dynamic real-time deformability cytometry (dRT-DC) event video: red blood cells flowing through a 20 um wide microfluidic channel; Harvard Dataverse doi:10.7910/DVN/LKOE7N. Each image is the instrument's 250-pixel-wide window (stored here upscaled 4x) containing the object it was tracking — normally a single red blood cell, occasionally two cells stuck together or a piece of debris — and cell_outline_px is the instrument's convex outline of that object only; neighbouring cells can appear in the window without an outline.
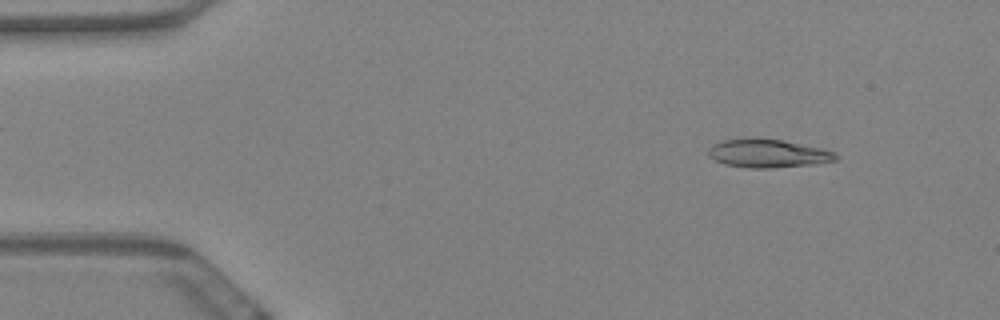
{"species": "Egyptian fruit bat (a non-hibernating species)", "species_latin": "Rousettus aegyptiacus", "temperature_condition": "warm", "stored_images_in_passage": 58, "camera_frame_rate_fps": 3000, "um_per_image_px": 0.085, "animal": {"sex": "female"}, "frame": {"image": 1, "passage_image": 6, "time_ms": 1.667, "image_size_px": [1000, 320], "cell_outline_px": [[840, 156], [836, 160], [812, 164], [772, 168], [748, 168], [724, 164], [708, 156], [708, 148], [712, 144], [724, 140], [752, 136], [756, 136], [784, 140], [824, 148], [836, 152]], "centroid_in_image_um": [65.28, 13.01], "position_along_channel_um": 19.7, "area_um2": 21.68}}
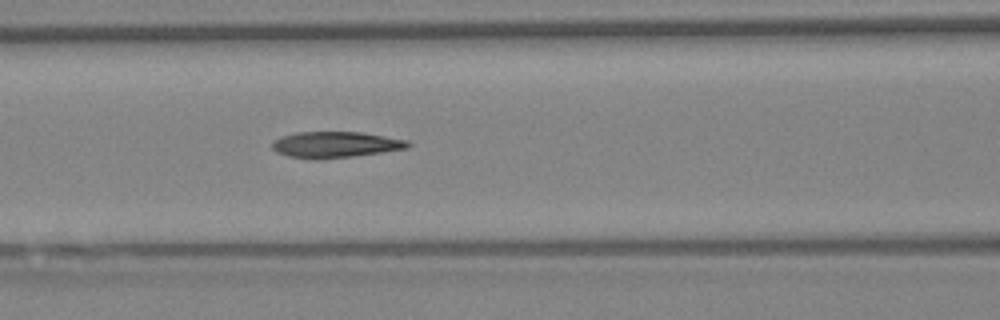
{"frame": {"image": 2, "passage_image": 24, "time_ms": 7.667, "image_size_px": [1000, 320], "cell_outline_px": [[412, 144], [408, 148], [384, 152], [320, 160], [316, 160], [288, 156], [276, 152], [272, 148], [272, 140], [280, 136], [296, 132], [360, 132], [408, 140]], "centroid_in_image_um": [28.48, 12.3], "position_along_channel_um": 138.1, "area_um2": 20.87}}
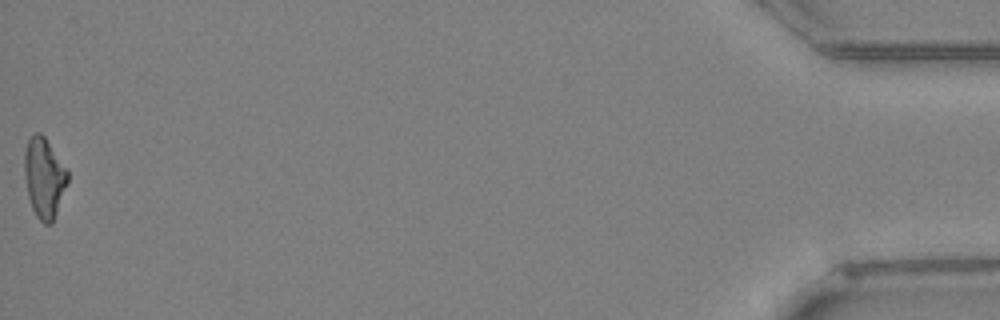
{"frame": {"image": 3, "passage_image": 58, "time_ms": 19.0, "image_size_px": [1000, 320], "cell_outline_px": [[68, 184], [52, 224], [44, 224], [36, 216], [32, 208], [28, 196], [24, 172], [24, 152], [28, 140], [36, 132], [40, 132], [44, 136], [68, 168]], "centroid_in_image_um": [3.77, 15.11], "position_along_channel_um": 431.4, "area_um2": 20.4}, "authors_computed_cell_mechanics": {"area_um2": 20.6057, "velocity_mm_per_s": 3.4683, "shape_relaxation_time_tau1_ms": 7.6232, "shape_relaxation_time_tau2_ms": 4.2, "deformation_change_tau1": 0.2093, "deformation_change_tau2": 0.1294}}